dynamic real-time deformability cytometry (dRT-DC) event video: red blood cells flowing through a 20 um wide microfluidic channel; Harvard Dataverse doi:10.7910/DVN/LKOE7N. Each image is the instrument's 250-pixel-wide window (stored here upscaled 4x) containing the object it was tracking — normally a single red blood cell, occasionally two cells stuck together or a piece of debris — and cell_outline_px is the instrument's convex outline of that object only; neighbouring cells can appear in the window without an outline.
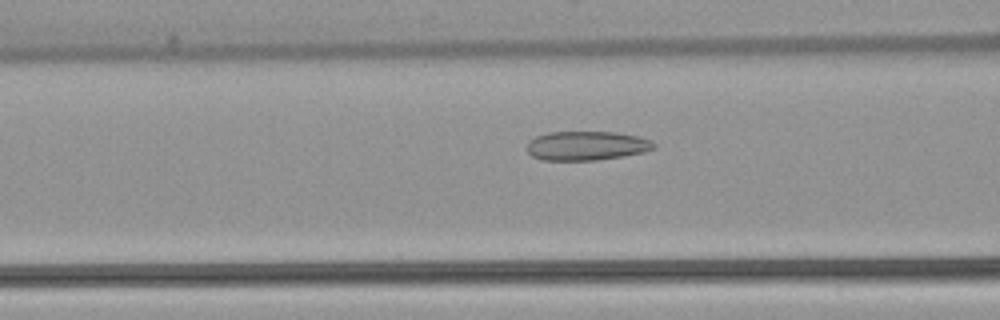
{"species": "common noctule bat (a hibernating species)", "species_latin": "Nyctalus noctula", "temperature_condition": "warm", "stored_images_in_passage": 41, "camera_frame_rate_fps": 3000, "um_per_image_px": 0.085, "animal": {"sex": "female", "body_mass_g": 22.7, "forearm_length_mm": 54.2}, "frame": {"image": 1, "passage_image": 9, "time_ms": 2.667, "image_size_px": [1000, 320], "cell_outline_px": [[656, 148], [644, 152], [596, 160], [540, 160], [532, 156], [528, 152], [528, 140], [536, 136], [548, 132], [616, 132], [640, 136], [652, 140], [656, 144]], "centroid_in_image_um": [49.88, 12.38], "position_along_channel_um": 116.7, "area_um2": 21.68}}
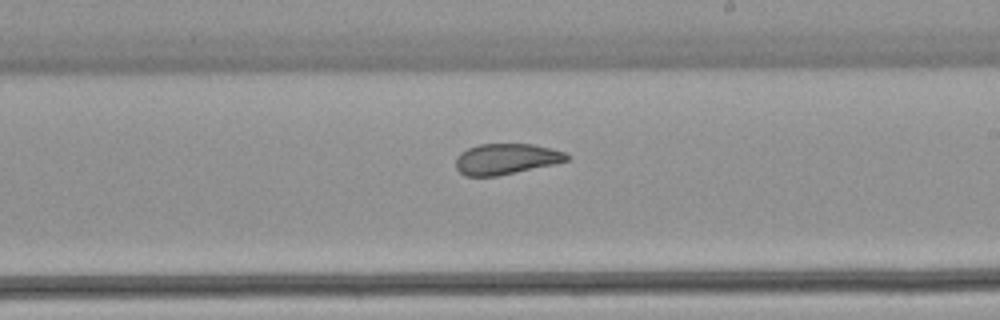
{"frame": {"image": 2, "passage_image": 19, "time_ms": 6.0, "image_size_px": [1000, 320], "cell_outline_px": [[568, 160], [556, 164], [496, 176], [464, 176], [456, 168], [456, 156], [460, 152], [468, 148], [480, 144], [532, 144], [552, 148], [568, 152]], "centroid_in_image_um": [43.03, 13.51], "position_along_channel_um": 246.0, "area_um2": 20.06}}
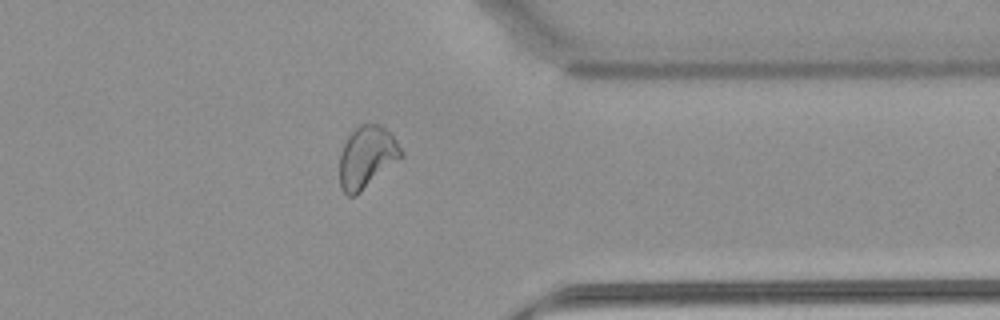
{"frame": {"image": 3, "passage_image": 30, "time_ms": 9.667, "image_size_px": [1000, 320], "cell_outline_px": [[404, 156], [356, 196], [348, 196], [340, 188], [340, 152], [348, 136], [360, 124], [380, 124], [396, 140], [404, 152]], "centroid_in_image_um": [31.18, 13.37], "position_along_channel_um": 380.2, "area_um2": 22.25}, "authors_computed_cell_mechanics": {"area_um2": 22.0796, "velocity_mm_per_s": 3.8808, "shape_relaxation_time_tau1_ms": null, "shape_relaxation_time_tau2_ms": 1.8357, "deformation_change_tau1": null, "deformation_change_tau2": 0.0758}}